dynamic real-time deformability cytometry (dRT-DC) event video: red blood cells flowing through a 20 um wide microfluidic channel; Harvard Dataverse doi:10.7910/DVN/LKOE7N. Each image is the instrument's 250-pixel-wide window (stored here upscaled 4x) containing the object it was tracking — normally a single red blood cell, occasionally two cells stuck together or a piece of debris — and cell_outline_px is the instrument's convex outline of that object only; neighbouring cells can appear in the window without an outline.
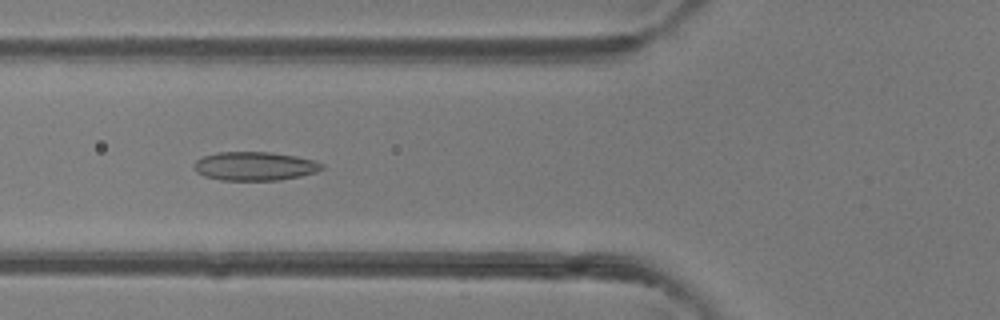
{"species": "common noctule bat (a hibernating species)", "species_latin": "Nyctalus noctula", "temperature_condition": "room temperature", "stored_images_in_passage": 47, "camera_frame_rate_fps": 3000, "um_per_image_px": 0.085, "animal": {"sex": "female"}, "frame": {"image": 1, "passage_image": 18, "time_ms": 5.667, "image_size_px": [1000, 320], "cell_outline_px": [[324, 168], [316, 172], [300, 176], [280, 180], [220, 180], [204, 176], [196, 172], [196, 160], [204, 156], [216, 152], [268, 152], [296, 156], [312, 160], [324, 164]], "centroid_in_image_um": [21.67, 14.12], "position_along_channel_um": 104.1, "area_um2": 21.27}}
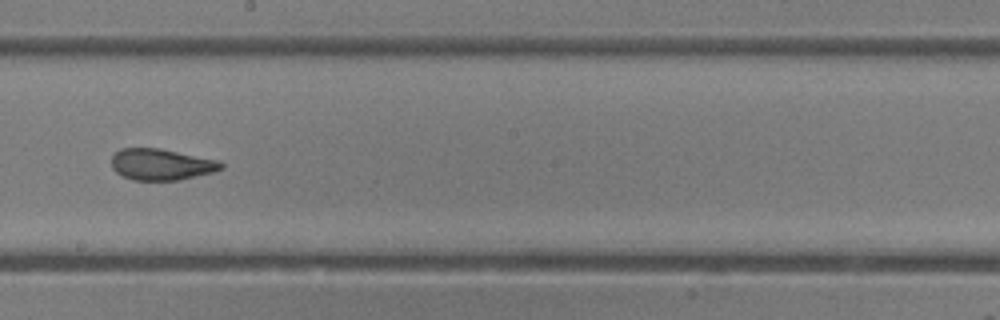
{"frame": {"image": 2, "passage_image": 27, "time_ms": 8.667, "image_size_px": [1000, 320], "cell_outline_px": [[224, 168], [212, 172], [180, 180], [132, 180], [116, 172], [112, 168], [112, 156], [120, 148], [160, 148], [216, 160], [224, 164]], "centroid_in_image_um": [13.69, 13.98], "position_along_channel_um": 234.5, "area_um2": 19.88}}
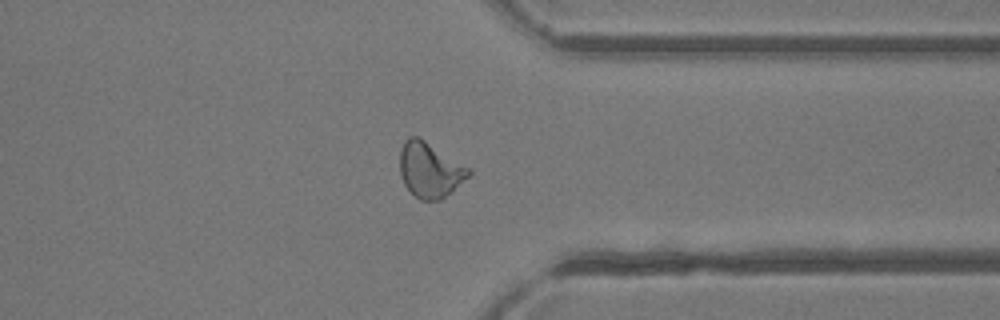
{"frame": {"image": 3, "passage_image": 37, "time_ms": 12.0, "image_size_px": [1000, 320], "cell_outline_px": [[472, 172], [452, 192], [440, 200], [420, 200], [404, 184], [400, 176], [400, 148], [404, 140], [408, 136], [416, 136], [424, 140], [472, 168]], "centroid_in_image_um": [36.54, 14.43], "position_along_channel_um": 374.9, "area_um2": 22.2}, "authors_computed_cell_mechanics": {"area_um2": 22.0218, "velocity_mm_per_s": 4.3317, "shape_relaxation_time_tau1_ms": 8.0651, "shape_relaxation_time_tau2_ms": 1.3241, "deformation_change_tau1": 0.2045, "deformation_change_tau2": 0.0862}}